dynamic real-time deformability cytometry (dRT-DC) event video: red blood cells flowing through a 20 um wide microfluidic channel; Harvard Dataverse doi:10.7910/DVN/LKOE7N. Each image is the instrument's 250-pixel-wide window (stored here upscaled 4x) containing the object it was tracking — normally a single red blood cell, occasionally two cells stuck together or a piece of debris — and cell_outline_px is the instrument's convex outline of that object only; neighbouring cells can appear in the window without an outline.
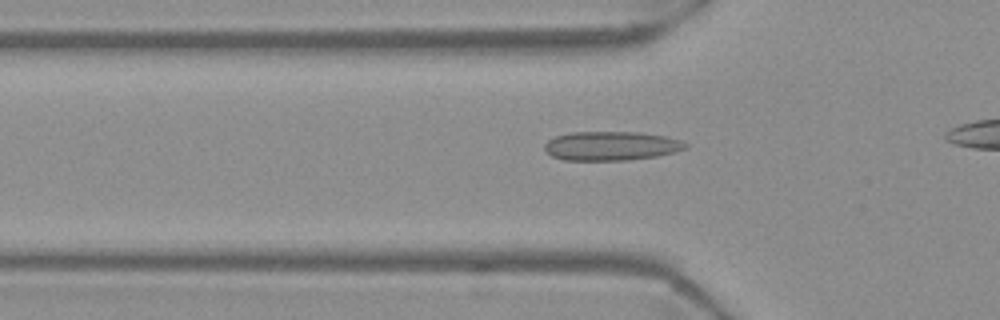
{"species": "Egyptian fruit bat (a non-hibernating species)", "species_latin": "Rousettus aegyptiacus", "temperature_condition": "warm", "stored_images_in_passage": 28, "camera_frame_rate_fps": 3000, "um_per_image_px": 0.085, "frame": {"image": 1, "passage_image": 12, "time_ms": 3.667, "image_size_px": [1000, 320], "cell_outline_px": [[688, 148], [676, 152], [656, 156], [628, 160], [564, 160], [552, 156], [544, 148], [544, 144], [548, 140], [556, 136], [572, 132], [640, 132], [664, 136], [680, 140], [688, 144]], "centroid_in_image_um": [51.97, 12.4], "position_along_channel_um": 73.8, "area_um2": 23.87}}
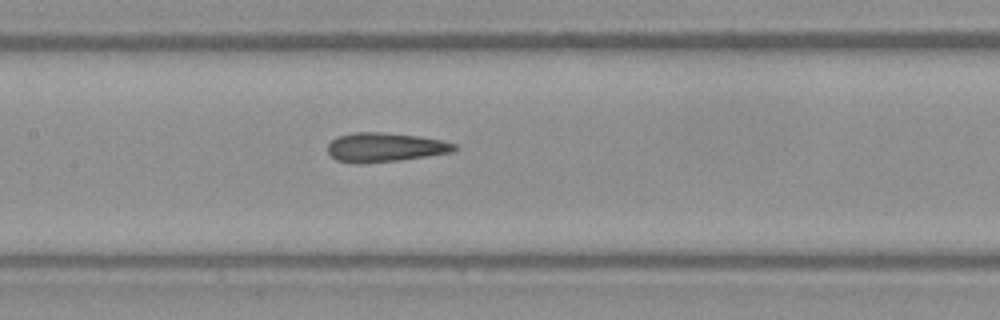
{"frame": {"image": 2, "passage_image": 20, "time_ms": 6.333, "image_size_px": [1000, 320], "cell_outline_px": [[456, 148], [452, 152], [400, 160], [336, 160], [328, 152], [328, 144], [336, 136], [352, 132], [380, 132], [420, 136], [440, 140], [456, 144]], "centroid_in_image_um": [32.76, 12.46], "position_along_channel_um": 174.6, "area_um2": 20.58}}
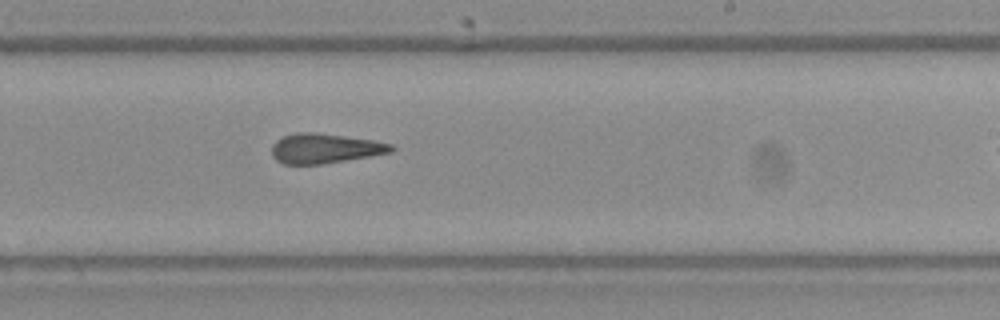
{"frame": {"image": 3, "passage_image": 27, "time_ms": 8.667, "image_size_px": [1000, 320], "cell_outline_px": [[396, 148], [392, 152], [320, 164], [284, 164], [276, 160], [272, 156], [272, 144], [276, 140], [284, 136], [296, 132], [316, 132], [372, 140], [392, 144]], "centroid_in_image_um": [27.58, 12.61], "position_along_channel_um": 261.4, "area_um2": 20.58}}